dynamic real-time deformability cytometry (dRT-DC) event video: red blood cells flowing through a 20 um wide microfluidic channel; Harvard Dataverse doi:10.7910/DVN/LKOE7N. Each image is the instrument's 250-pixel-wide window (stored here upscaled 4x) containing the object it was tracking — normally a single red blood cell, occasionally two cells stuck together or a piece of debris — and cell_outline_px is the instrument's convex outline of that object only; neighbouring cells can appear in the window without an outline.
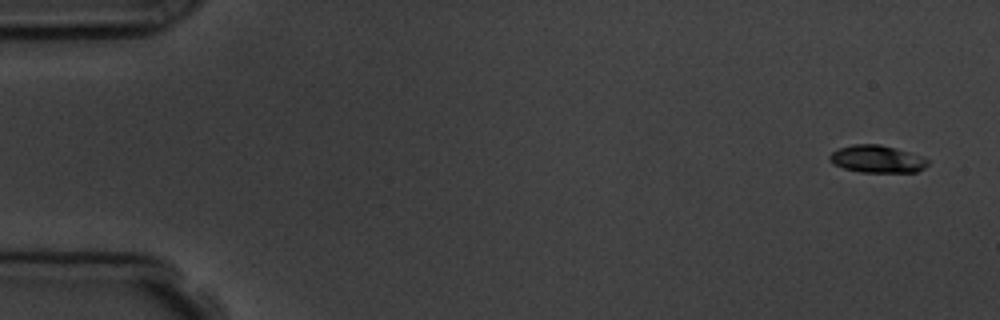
{"species": "common noctule bat (a hibernating species)", "species_latin": "Nyctalus noctula", "temperature_condition": "room temperature", "stored_images_in_passage": 6, "camera_frame_rate_fps": 3000, "um_per_image_px": 0.085, "animal": {"sex": "male", "body_mass_g": 19.5, "forearm_length_mm": 54.6}, "frame": {"image": 1, "passage_image": 1, "time_ms": 0.0, "image_size_px": [1000, 320], "cell_outline_px": [[928, 164], [924, 168], [916, 172], [860, 172], [844, 168], [828, 160], [828, 156], [832, 152], [840, 148], [852, 144], [880, 144], [896, 148], [920, 156], [928, 160]], "centroid_in_image_um": [74.54, 13.51], "position_along_channel_um": 10.5, "area_um2": 15.55}}
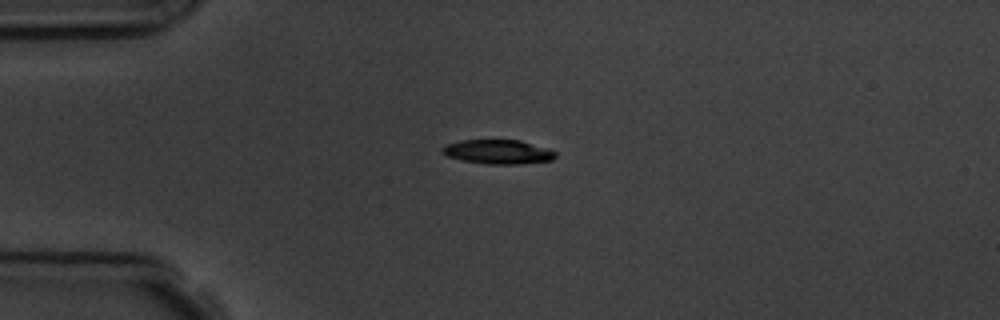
{"frame": {"image": 2, "passage_image": 4, "time_ms": 3.667, "image_size_px": [1000, 320], "cell_outline_px": [[556, 156], [552, 160], [516, 164], [488, 164], [460, 160], [448, 156], [440, 152], [440, 148], [448, 144], [460, 140], [520, 140], [548, 148], [556, 152]], "centroid_in_image_um": [42.32, 12.9], "position_along_channel_um": 42.7, "area_um2": 16.01}}